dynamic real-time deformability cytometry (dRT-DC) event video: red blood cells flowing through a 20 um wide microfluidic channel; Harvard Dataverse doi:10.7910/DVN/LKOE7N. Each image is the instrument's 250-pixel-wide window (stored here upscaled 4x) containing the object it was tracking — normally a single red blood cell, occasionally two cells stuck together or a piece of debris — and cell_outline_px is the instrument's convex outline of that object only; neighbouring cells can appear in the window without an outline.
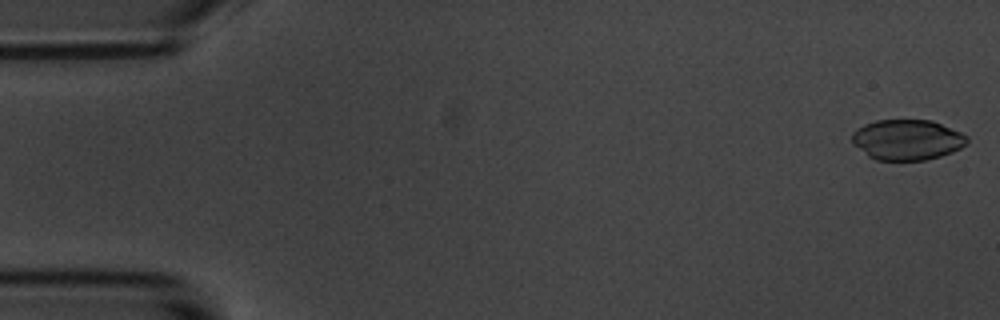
{"species": "common noctule bat (a hibernating species)", "species_latin": "Nyctalus noctula", "temperature_condition": "room temperature", "stored_images_in_passage": 55, "camera_frame_rate_fps": 3000, "um_per_image_px": 0.085, "animal": {"sex": "male", "body_mass_g": 20.1, "forearm_length_mm": 53.5}, "frame": {"image": 1, "passage_image": 1, "time_ms": 0.0, "image_size_px": [1000, 320], "cell_outline_px": [[968, 144], [952, 152], [940, 156], [924, 160], [876, 160], [868, 156], [852, 144], [852, 132], [864, 124], [876, 120], [932, 120], [960, 132], [968, 136]], "centroid_in_image_um": [77.1, 11.88], "position_along_channel_um": 7.9, "area_um2": 27.22}}
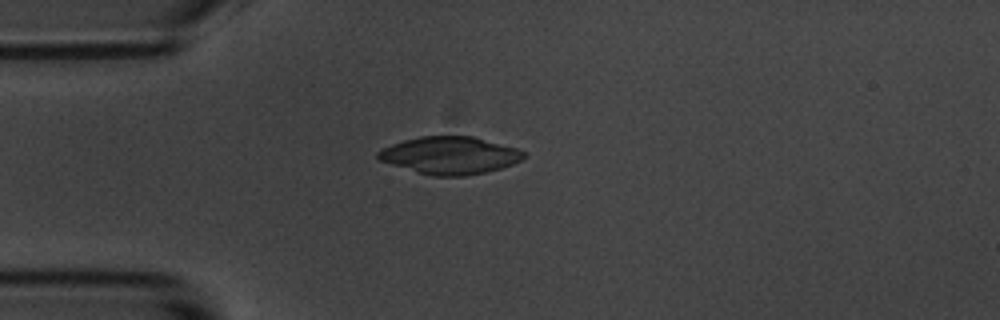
{"frame": {"image": 2, "passage_image": 14, "time_ms": 4.333, "image_size_px": [1000, 320], "cell_outline_px": [[524, 156], [520, 160], [512, 164], [500, 168], [484, 172], [464, 176], [432, 176], [416, 172], [380, 160], [376, 156], [376, 152], [392, 144], [404, 140], [420, 136], [472, 136], [516, 148], [524, 152]], "centroid_in_image_um": [38.21, 13.2], "position_along_channel_um": 46.8, "area_um2": 31.39}}
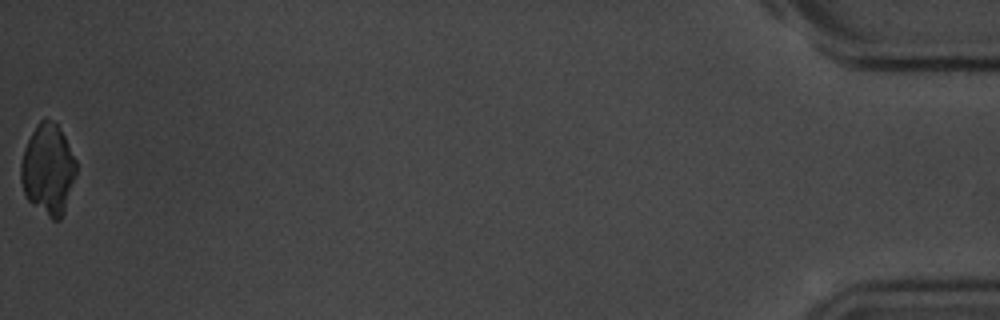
{"frame": {"image": 3, "passage_image": 55, "time_ms": 18.0, "image_size_px": [1000, 320], "cell_outline_px": [[76, 172], [64, 212], [60, 220], [52, 220], [32, 204], [28, 200], [24, 192], [20, 180], [20, 164], [24, 148], [36, 124], [44, 116], [56, 124], [64, 136], [76, 160]], "centroid_in_image_um": [4.06, 14.4], "position_along_channel_um": 431.1, "area_um2": 29.13}}